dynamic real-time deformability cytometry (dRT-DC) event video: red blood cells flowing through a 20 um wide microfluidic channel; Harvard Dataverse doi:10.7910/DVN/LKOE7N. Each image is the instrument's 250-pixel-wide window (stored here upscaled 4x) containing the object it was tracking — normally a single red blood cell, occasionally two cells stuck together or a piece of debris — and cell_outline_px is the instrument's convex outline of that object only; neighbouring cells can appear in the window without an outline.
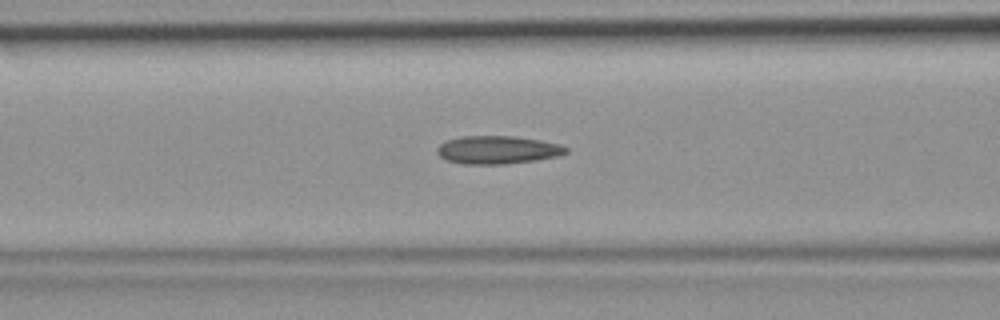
{"species": "common noctule bat (a hibernating species)", "species_latin": "Nyctalus noctula", "temperature_condition": "room temperature", "stored_images_in_passage": 44, "camera_frame_rate_fps": 3000, "um_per_image_px": 0.085, "animal": {"sex": "female", "body_mass_g": 19.9}, "frame": {"image": 1, "passage_image": 16, "time_ms": 5.0, "image_size_px": [1000, 320], "cell_outline_px": [[568, 152], [560, 156], [536, 160], [504, 164], [464, 164], [448, 160], [440, 156], [436, 152], [436, 148], [440, 144], [448, 140], [464, 136], [512, 136], [540, 140], [560, 144], [568, 148]], "centroid_in_image_um": [42.32, 12.74], "position_along_channel_um": 124.3, "area_um2": 21.04}}
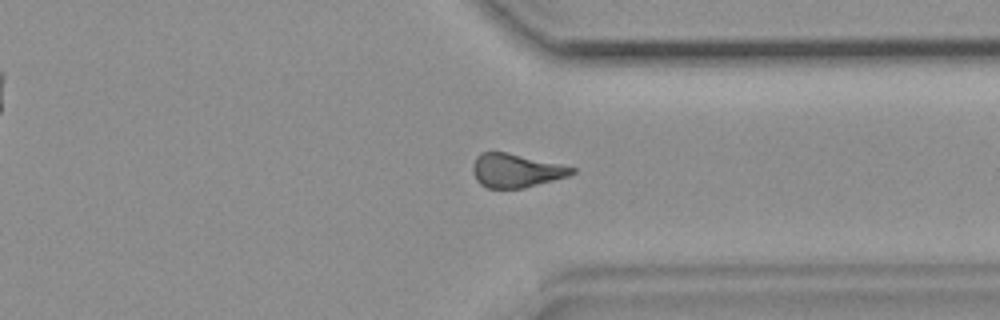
{"frame": {"image": 2, "passage_image": 33, "time_ms": 10.667, "image_size_px": [1000, 320], "cell_outline_px": [[576, 172], [568, 176], [524, 188], [488, 188], [480, 184], [476, 180], [472, 172], [472, 164], [476, 156], [480, 152], [508, 152], [576, 168]], "centroid_in_image_um": [43.82, 14.49], "position_along_channel_um": 367.6, "area_um2": 19.48}}
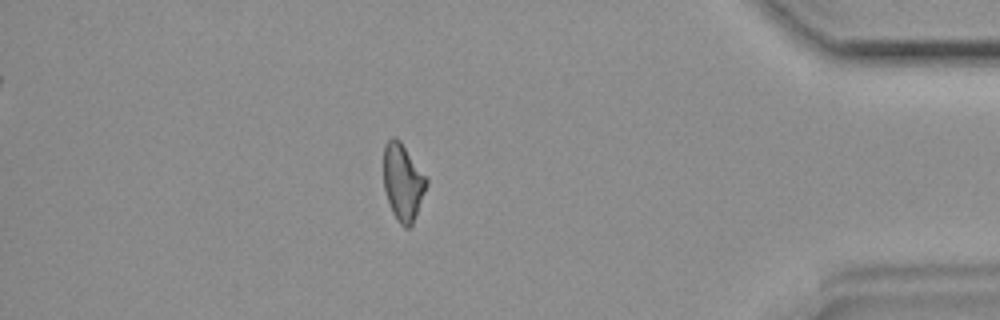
{"frame": {"image": 3, "passage_image": 38, "time_ms": 12.333, "image_size_px": [1000, 320], "cell_outline_px": [[428, 184], [412, 224], [408, 228], [404, 228], [396, 220], [392, 212], [384, 188], [384, 144], [392, 136], [396, 136], [400, 140], [428, 180]], "centroid_in_image_um": [34.23, 15.47], "position_along_channel_um": 401.0, "area_um2": 19.07}}